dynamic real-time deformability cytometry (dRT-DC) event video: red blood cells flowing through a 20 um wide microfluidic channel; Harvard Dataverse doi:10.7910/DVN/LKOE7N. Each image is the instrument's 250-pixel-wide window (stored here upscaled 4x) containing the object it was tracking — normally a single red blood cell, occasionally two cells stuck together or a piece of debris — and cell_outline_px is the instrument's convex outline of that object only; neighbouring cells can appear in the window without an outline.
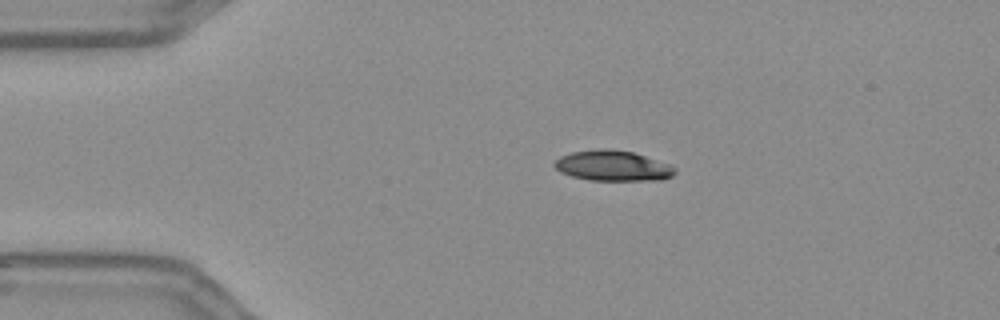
{"species": "Egyptian fruit bat (a non-hibernating species)", "species_latin": "Rousettus aegyptiacus", "temperature_condition": "warm", "stored_images_in_passage": 45, "camera_frame_rate_fps": 3000, "um_per_image_px": 0.085, "frame": {"image": 1, "passage_image": 1, "time_ms": 0.0, "image_size_px": [1000, 320], "cell_outline_px": [[676, 172], [672, 176], [660, 180], [588, 180], [572, 176], [560, 172], [552, 164], [560, 156], [572, 152], [600, 148], [608, 148], [632, 152], [668, 164], [676, 168]], "centroid_in_image_um": [52.06, 14.09], "position_along_channel_um": 32.9, "area_um2": 21.27}}
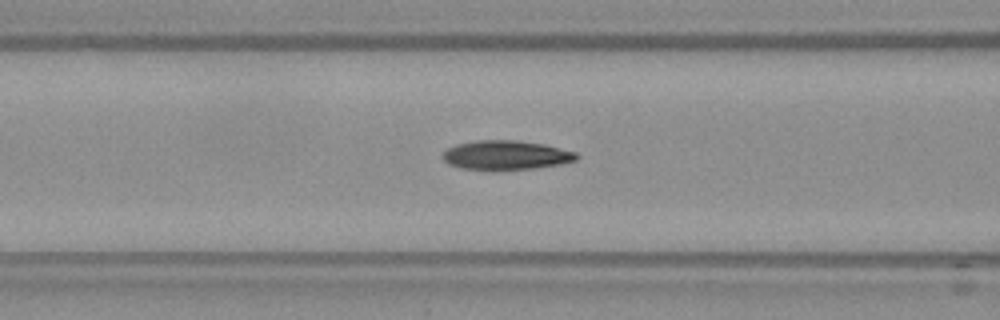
{"frame": {"image": 2, "passage_image": 12, "time_ms": 3.667, "image_size_px": [1000, 320], "cell_outline_px": [[580, 156], [576, 160], [560, 164], [536, 168], [496, 172], [492, 172], [460, 168], [448, 164], [440, 156], [448, 148], [456, 144], [476, 140], [520, 140], [544, 144], [576, 152]], "centroid_in_image_um": [42.98, 13.21], "position_along_channel_um": 123.6, "area_um2": 23.58}}
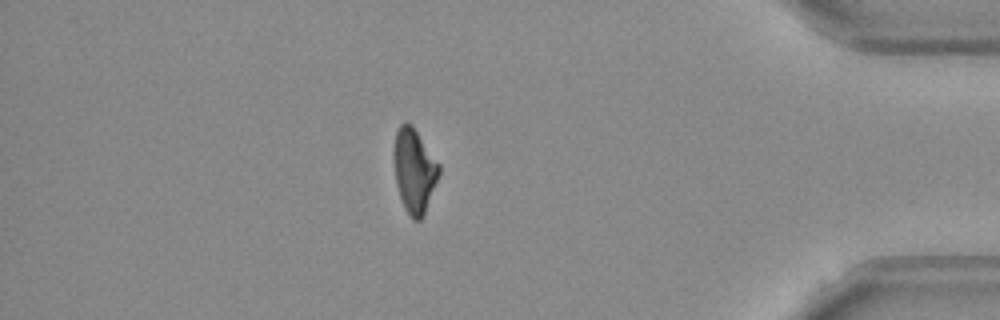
{"frame": {"image": 3, "passage_image": 38, "time_ms": 12.333, "image_size_px": [1000, 320], "cell_outline_px": [[440, 172], [424, 216], [420, 220], [412, 220], [404, 208], [396, 184], [392, 156], [392, 152], [396, 132], [400, 124], [404, 120], [412, 124], [440, 164]], "centroid_in_image_um": [35.19, 14.48], "position_along_channel_um": 400.0, "area_um2": 22.54}, "authors_computed_cell_mechanics": {"area_um2": 23.0622, "velocity_mm_per_s": 3.6479, "shape_relaxation_time_tau1_ms": 4.5957, "shape_relaxation_time_tau2_ms": 3.7986, "deformation_change_tau1": 0.1452, "deformation_change_tau2": 0.0933}}